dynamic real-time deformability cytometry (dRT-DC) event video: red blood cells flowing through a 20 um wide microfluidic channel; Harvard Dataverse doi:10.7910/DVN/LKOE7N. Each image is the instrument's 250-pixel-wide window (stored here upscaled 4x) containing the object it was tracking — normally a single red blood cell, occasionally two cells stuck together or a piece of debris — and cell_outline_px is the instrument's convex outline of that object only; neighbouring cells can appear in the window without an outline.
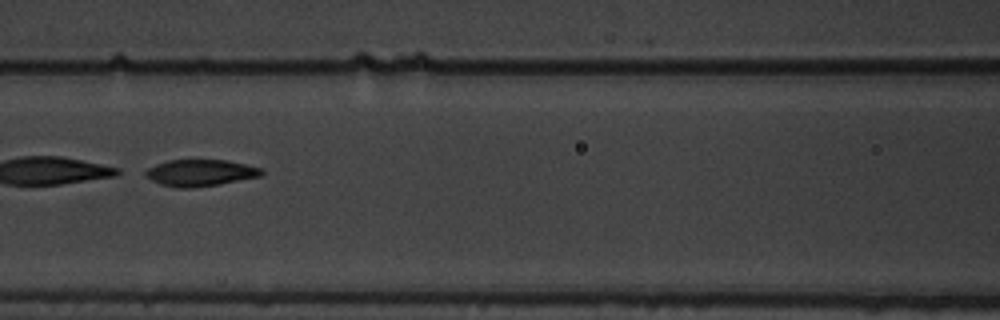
{"species": "common noctule bat (a hibernating species)", "species_latin": "Nyctalus noctula", "temperature_condition": "warm", "stored_images_in_passage": 13, "camera_frame_rate_fps": 3000, "um_per_image_px": 0.085, "animal": {"sex": "male", "body_mass_g": 19.5, "forearm_length_mm": 54.6}, "frame": {"image": 1, "passage_image": 4, "time_ms": 1.0, "image_size_px": [1000, 320], "cell_outline_px": [[264, 172], [260, 176], [220, 184], [192, 188], [176, 188], [160, 184], [144, 176], [144, 172], [148, 168], [156, 164], [168, 160], [228, 160], [260, 168]], "centroid_in_image_um": [16.99, 14.69], "position_along_channel_um": 149.6, "area_um2": 17.98}}